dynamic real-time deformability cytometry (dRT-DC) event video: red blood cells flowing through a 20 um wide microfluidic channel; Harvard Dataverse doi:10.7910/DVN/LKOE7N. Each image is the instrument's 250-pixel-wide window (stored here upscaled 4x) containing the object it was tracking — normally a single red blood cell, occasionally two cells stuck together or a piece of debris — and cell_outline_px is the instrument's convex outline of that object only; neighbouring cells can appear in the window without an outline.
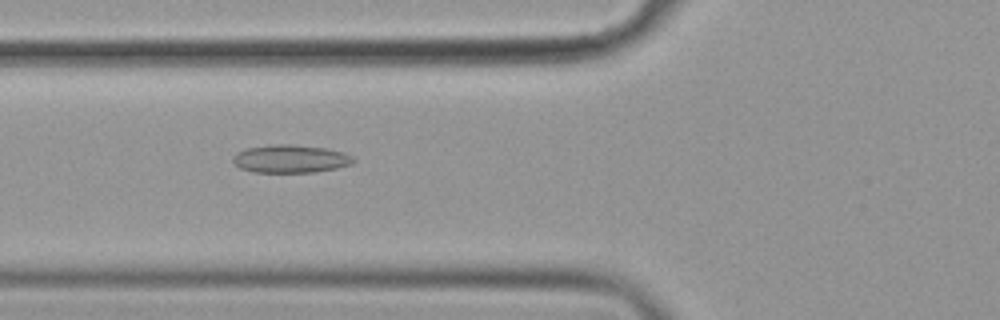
{"species": "common noctule bat (a hibernating species)", "species_latin": "Nyctalus noctula", "temperature_condition": "cold", "stored_images_in_passage": 36, "camera_frame_rate_fps": 3000, "um_per_image_px": 0.085, "animal": {"sex": "female", "body_mass_g": 19.9}, "frame": {"image": 1, "passage_image": 7, "time_ms": 2.0, "image_size_px": [1000, 320], "cell_outline_px": [[356, 160], [352, 164], [336, 168], [316, 172], [252, 172], [240, 168], [232, 160], [232, 156], [236, 152], [248, 148], [276, 144], [296, 144], [324, 148], [344, 152], [352, 156]], "centroid_in_image_um": [24.7, 13.5], "position_along_channel_um": 101.1, "area_um2": 19.71}}
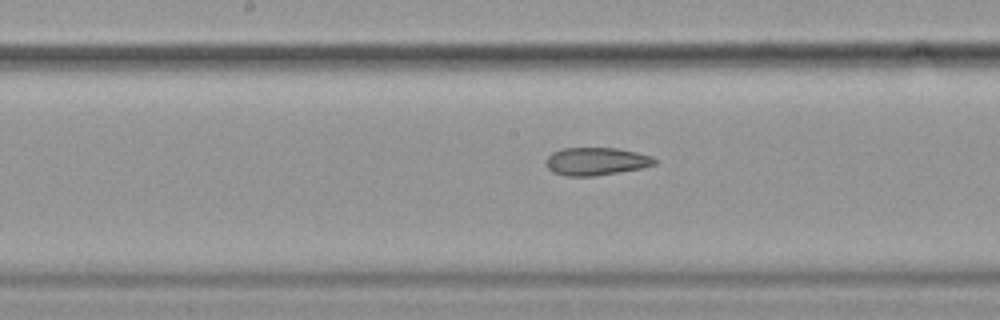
{"frame": {"image": 2, "passage_image": 15, "time_ms": 4.667, "image_size_px": [1000, 320], "cell_outline_px": [[656, 164], [644, 168], [596, 176], [564, 176], [552, 172], [544, 164], [544, 160], [552, 152], [564, 148], [616, 148], [636, 152], [652, 156], [656, 160]], "centroid_in_image_um": [50.65, 13.72], "position_along_channel_um": 197.6, "area_um2": 17.86}}
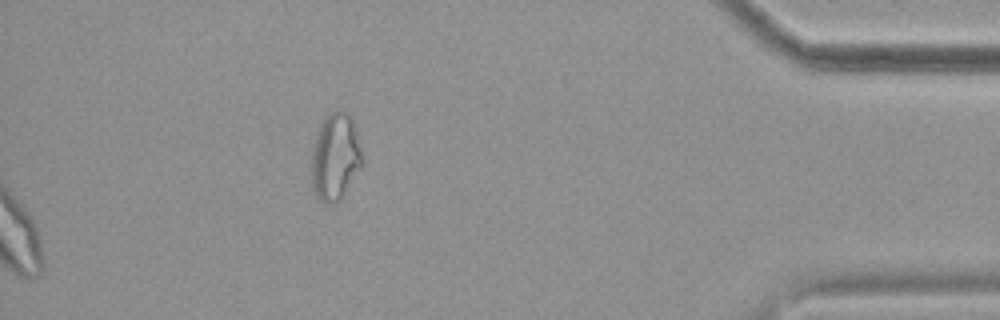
{"frame": {"image": 3, "passage_image": 36, "time_ms": 11.667, "image_size_px": [1000, 320], "cell_outline_px": [[360, 168], [340, 200], [336, 204], [324, 204], [312, 192], [312, 148], [316, 128], [324, 116], [336, 108], [340, 108], [348, 112], [352, 116], [356, 128], [360, 148]], "centroid_in_image_um": [28.45, 13.28], "position_along_channel_um": 406.7, "area_um2": 26.24}, "authors_computed_cell_mechanics": {"area_um2": 18.7272, "velocity_mm_per_s": 3.6069, "shape_relaxation_time_tau1_ms": null, "shape_relaxation_time_tau2_ms": 11.0494, "deformation_change_tau1": null, "deformation_change_tau2": 0.2097}}